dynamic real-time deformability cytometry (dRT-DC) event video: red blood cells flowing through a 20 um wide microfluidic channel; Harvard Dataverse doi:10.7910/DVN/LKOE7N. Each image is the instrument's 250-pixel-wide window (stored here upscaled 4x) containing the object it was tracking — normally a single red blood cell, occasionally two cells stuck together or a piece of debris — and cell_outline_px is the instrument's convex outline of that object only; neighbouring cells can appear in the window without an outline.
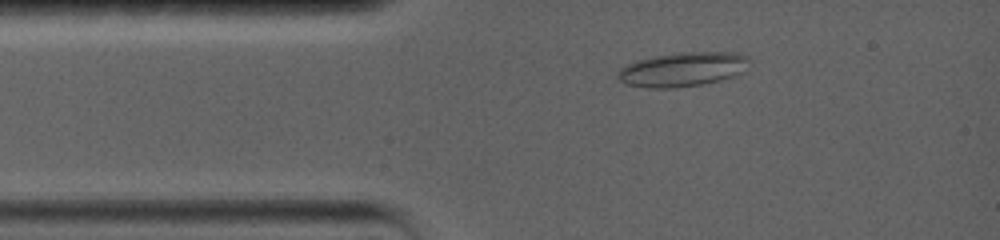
{"species": "common noctule bat (a hibernating species)", "species_latin": "Nyctalus noctula", "temperature_condition": "warm", "stored_images_in_passage": 32, "camera_frame_rate_fps": 5000, "um_per_image_px": 0.085, "animal": {"sex": "female", "body_mass_g": 19.0, "forearm_length_mm": 56.7}, "frame": {"image": 1, "passage_image": 3, "time_ms": 1.4, "image_size_px": [1000, 240], "cell_outline_px": [[748, 60], [744, 72], [736, 76], [720, 80], [700, 84], [672, 88], [648, 88], [624, 84], [616, 76], [620, 68], [636, 60], [652, 56], [680, 52], [736, 52], [748, 56]], "centroid_in_image_um": [58.01, 5.89], "position_along_channel_um": 27.0, "area_um2": 26.41}}
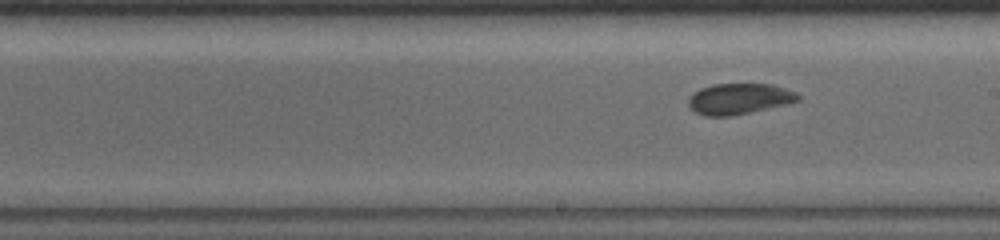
{"frame": {"image": 2, "passage_image": 20, "time_ms": 7.6, "image_size_px": [1000, 240], "cell_outline_px": [[800, 100], [788, 104], [752, 112], [732, 116], [704, 116], [696, 112], [688, 104], [688, 96], [692, 92], [700, 88], [712, 84], [772, 84], [796, 92], [800, 96]], "centroid_in_image_um": [62.82, 8.4], "position_along_channel_um": 226.2, "area_um2": 19.94}}
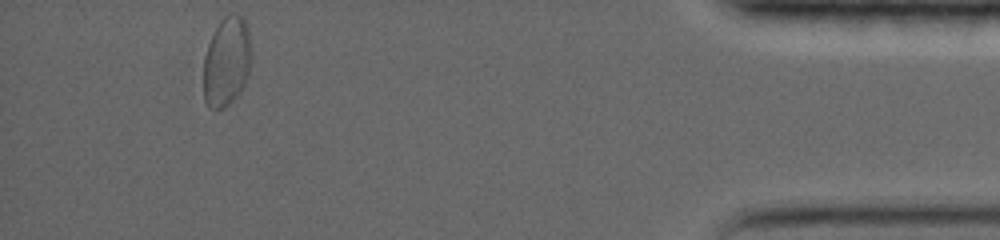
{"frame": {"image": 3, "passage_image": 32, "time_ms": 15.0, "image_size_px": [1000, 240], "cell_outline_px": [[252, 48], [248, 72], [244, 84], [240, 92], [228, 104], [220, 108], [212, 108], [204, 100], [204, 56], [208, 44], [220, 20], [224, 16], [232, 12], [244, 16], [248, 28]], "centroid_in_image_um": [19.28, 5.17], "position_along_channel_um": 415.9, "area_um2": 24.91}, "authors_computed_cell_mechanics": {"area_um2": 20.4034, "velocity_mm_per_s": 3.54, "shape_relaxation_time_tau1_ms": 4.7536, "shape_relaxation_time_tau2_ms": 4.7044, "deformation_change_tau1": 0.0889, "deformation_change_tau2": 0.0473}}